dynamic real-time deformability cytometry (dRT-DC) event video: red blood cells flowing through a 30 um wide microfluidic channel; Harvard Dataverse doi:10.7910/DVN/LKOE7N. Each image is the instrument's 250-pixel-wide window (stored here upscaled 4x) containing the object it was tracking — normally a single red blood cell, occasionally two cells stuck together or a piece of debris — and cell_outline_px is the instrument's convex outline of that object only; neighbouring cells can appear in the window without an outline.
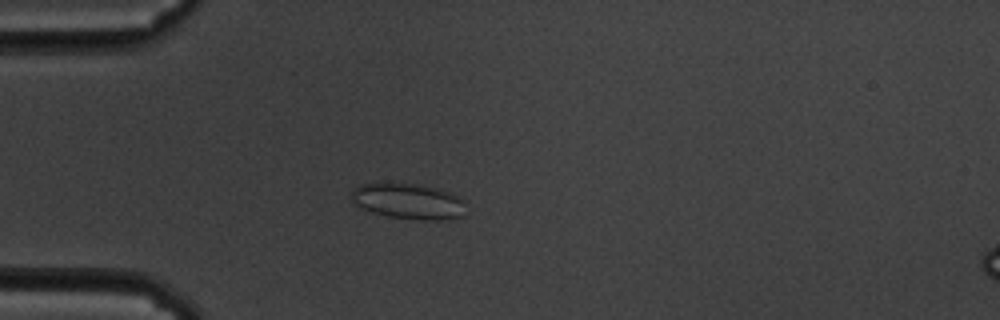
{"species": "common noctule bat (a hibernating species)", "species_latin": "Nyctalus noctula", "temperature_condition": "cold", "stored_images_in_passage": 44, "camera_frame_rate_fps": 3000, "um_per_image_px": 0.085, "animal": {"sex": "male", "body_mass_g": 19.5, "forearm_length_mm": 54.6}, "frame": {"image": 1, "passage_image": 2, "time_ms": 0.333, "image_size_px": [1000, 320], "cell_outline_px": [[464, 200], [460, 216], [444, 220], [420, 220], [384, 216], [372, 212], [356, 204], [352, 200], [352, 188], [360, 184], [376, 180], [388, 180], [416, 184], [440, 188], [452, 192], [460, 196]], "centroid_in_image_um": [34.64, 17.04], "position_along_channel_um": 50.4, "area_um2": 24.62}}
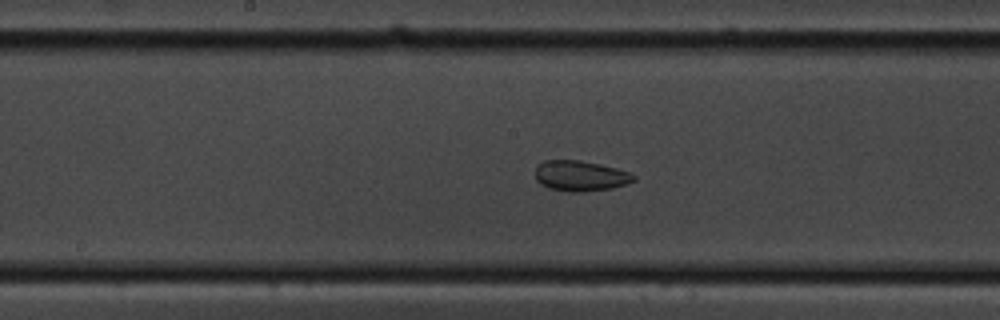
{"frame": {"image": 2, "passage_image": 16, "time_ms": 5.0, "image_size_px": [1000, 320], "cell_outline_px": [[636, 180], [612, 188], [580, 192], [568, 192], [548, 188], [540, 184], [536, 180], [536, 164], [544, 160], [580, 160], [600, 164], [632, 172], [636, 176]], "centroid_in_image_um": [49.32, 14.94], "position_along_channel_um": 198.9, "area_um2": 17.69}}
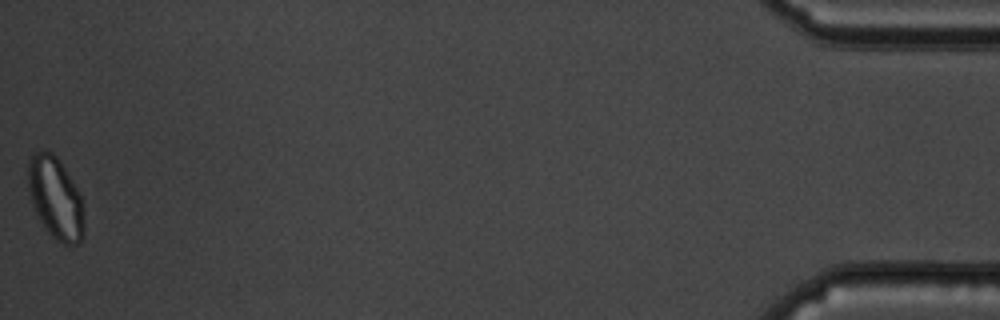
{"frame": {"image": 3, "passage_image": 44, "time_ms": 14.333, "image_size_px": [1000, 320], "cell_outline_px": [[84, 236], [80, 244], [64, 244], [52, 236], [44, 228], [32, 204], [28, 192], [28, 160], [36, 152], [52, 152], [56, 156], [80, 192], [84, 220]], "centroid_in_image_um": [4.73, 16.87], "position_along_channel_um": 430.5, "area_um2": 26.65}, "authors_computed_cell_mechanics": {"area_um2": 19.0451, "velocity_mm_per_s": 3.4614, "shape_relaxation_time_tau1_ms": null, "shape_relaxation_time_tau2_ms": 2.3096, "deformation_change_tau1": null, "deformation_change_tau2": 0.051}}